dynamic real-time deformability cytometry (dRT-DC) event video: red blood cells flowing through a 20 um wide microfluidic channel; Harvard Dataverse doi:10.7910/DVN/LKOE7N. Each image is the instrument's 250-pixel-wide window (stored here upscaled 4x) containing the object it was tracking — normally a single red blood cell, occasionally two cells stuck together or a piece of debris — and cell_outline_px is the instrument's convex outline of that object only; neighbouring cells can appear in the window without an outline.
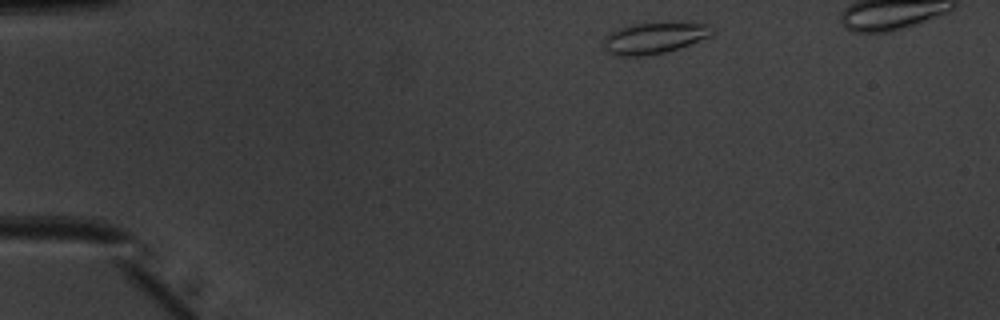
{"species": "common noctule bat (a hibernating species)", "species_latin": "Nyctalus noctula", "temperature_condition": "warm", "stored_images_in_passage": 41, "camera_frame_rate_fps": 3000, "um_per_image_px": 0.085, "animal": {"sex": "male", "body_mass_g": 20.1, "forearm_length_mm": 53.5}, "frame": {"image": 1, "passage_image": 2, "time_ms": 0.333, "image_size_px": [1000, 320], "cell_outline_px": [[716, 32], [712, 36], [664, 52], [644, 56], [616, 56], [608, 52], [604, 48], [604, 40], [608, 32], [620, 28], [636, 24], [708, 24], [716, 28]], "centroid_in_image_um": [55.61, 3.25], "position_along_channel_um": 29.4, "area_um2": 19.31}}
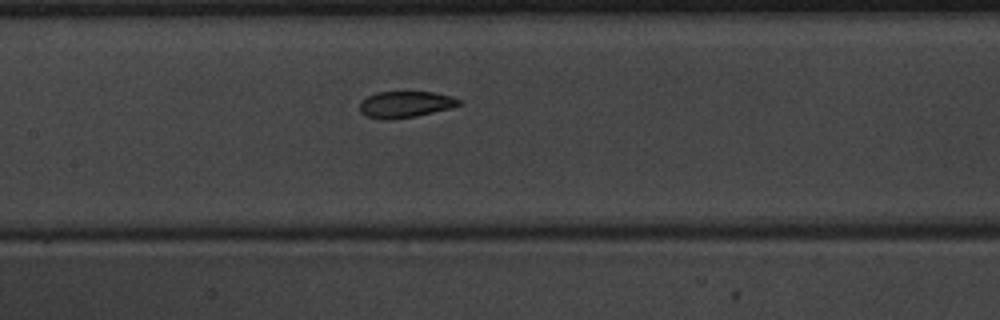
{"frame": {"image": 2, "passage_image": 18, "time_ms": 5.667, "image_size_px": [1000, 320], "cell_outline_px": [[464, 104], [452, 108], [416, 116], [388, 120], [384, 120], [364, 116], [360, 112], [360, 100], [376, 92], [436, 92], [452, 96], [460, 100]], "centroid_in_image_um": [34.46, 8.87], "position_along_channel_um": 172.9, "area_um2": 15.55}}
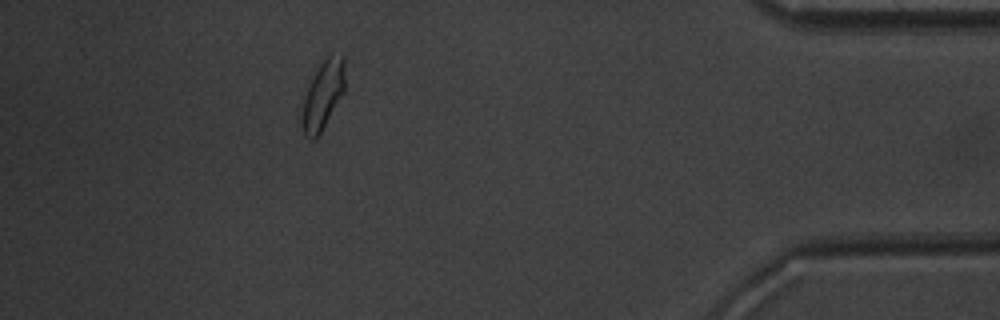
{"frame": {"image": 3, "passage_image": 39, "time_ms": 12.667, "image_size_px": [1000, 320], "cell_outline_px": [[344, 92], [316, 140], [308, 140], [304, 136], [300, 124], [300, 116], [304, 96], [308, 84], [320, 64], [332, 52], [344, 56]], "centroid_in_image_um": [27.41, 8.13], "position_along_channel_um": 407.8, "area_um2": 17.51}, "authors_computed_cell_mechanics": {"area_um2": 16.2996, "velocity_mm_per_s": 3.9884, "shape_relaxation_time_tau1_ms": 3.3789, "shape_relaxation_time_tau2_ms": 1.5644, "deformation_change_tau1": 0.1179, "deformation_change_tau2": 0.0556}}